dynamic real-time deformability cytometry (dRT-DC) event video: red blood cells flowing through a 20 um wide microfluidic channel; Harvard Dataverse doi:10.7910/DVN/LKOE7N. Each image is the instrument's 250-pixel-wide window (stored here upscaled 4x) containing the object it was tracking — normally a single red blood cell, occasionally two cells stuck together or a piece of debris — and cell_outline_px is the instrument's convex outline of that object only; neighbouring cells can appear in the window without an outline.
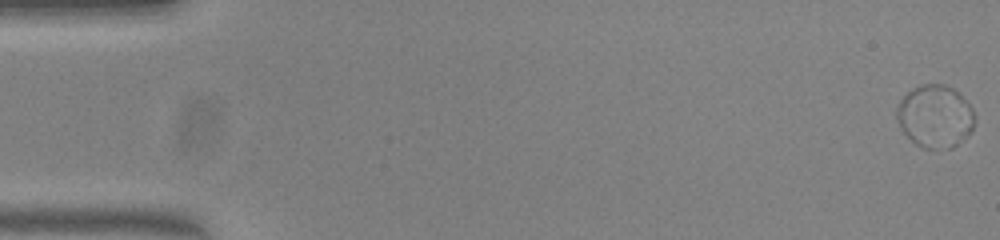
{"species": "common noctule bat (a hibernating species)", "species_latin": "Nyctalus noctula", "temperature_condition": "warm", "stored_images_in_passage": 55, "camera_frame_rate_fps": 3000, "um_per_image_px": 0.085, "animal": {"sex": "female", "body_mass_g": 23.0, "forearm_length_mm": 53.4}, "frame": {"image": 1, "passage_image": 1, "time_ms": 0.0, "image_size_px": [1000, 240], "cell_outline_px": [[976, 120], [972, 132], [968, 136], [952, 148], [924, 148], [916, 144], [900, 128], [896, 116], [896, 108], [900, 100], [912, 88], [920, 84], [944, 84], [952, 88], [972, 108], [976, 116]], "centroid_in_image_um": [79.49, 9.89], "position_along_channel_um": 5.5, "area_um2": 28.5}}
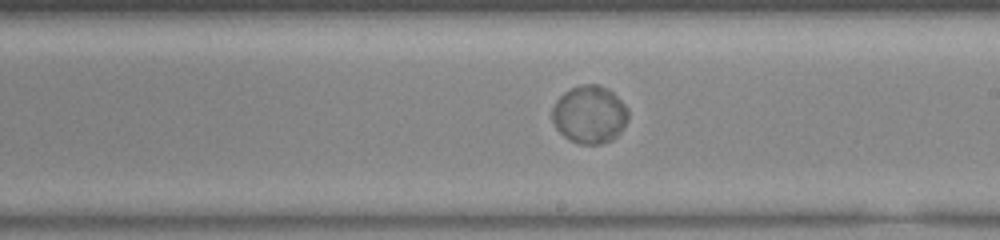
{"frame": {"image": 2, "passage_image": 32, "time_ms": 10.333, "image_size_px": [1000, 240], "cell_outline_px": [[628, 120], [624, 128], [612, 140], [600, 144], [580, 144], [568, 140], [556, 128], [552, 120], [552, 108], [556, 100], [564, 92], [580, 84], [600, 84], [608, 88], [628, 108]], "centroid_in_image_um": [50.11, 9.73], "position_along_channel_um": 238.9, "area_um2": 25.84}}
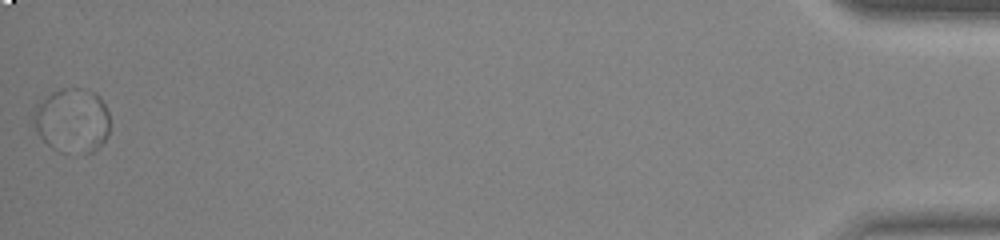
{"frame": {"image": 3, "passage_image": 55, "time_ms": 18.0, "image_size_px": [1000, 240], "cell_outline_px": [[108, 136], [92, 152], [60, 152], [52, 148], [36, 132], [36, 104], [52, 92], [60, 88], [84, 88], [96, 92], [100, 96], [108, 108]], "centroid_in_image_um": [6.17, 10.2], "position_along_channel_um": 429.0, "area_um2": 28.44}, "authors_computed_cell_mechanics": {"area_um2": 26.9926, "velocity_mm_per_s": 3.7399, "shape_relaxation_time_tau1_ms": 1.5306, "shape_relaxation_time_tau2_ms": null, "deformation_change_tau1": 0.0386, "deformation_change_tau2": null}}